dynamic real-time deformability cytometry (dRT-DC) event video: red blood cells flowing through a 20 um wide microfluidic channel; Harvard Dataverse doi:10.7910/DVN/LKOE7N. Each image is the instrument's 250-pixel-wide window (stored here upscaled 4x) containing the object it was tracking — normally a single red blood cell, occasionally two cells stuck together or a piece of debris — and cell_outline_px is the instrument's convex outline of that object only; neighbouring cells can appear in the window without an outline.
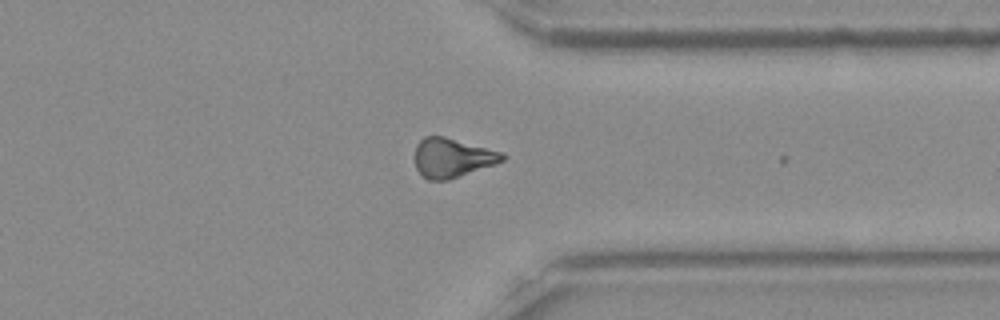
{"species": "Egyptian fruit bat (a non-hibernating species)", "species_latin": "Rousettus aegyptiacus", "temperature_condition": "room temperature", "stored_images_in_passage": 43, "camera_frame_rate_fps": 3000, "um_per_image_px": 0.085, "frame": {"image": 1, "passage_image": 43, "time_ms": 14.0, "image_size_px": [1000, 320], "cell_outline_px": [[508, 156], [504, 160], [496, 164], [448, 180], [428, 180], [416, 168], [416, 144], [424, 136], [444, 136], [504, 152]], "centroid_in_image_um": [38.49, 13.4], "position_along_channel_um": 372.9, "area_um2": 20.06}, "authors_computed_cell_mechanics": {"area_um2": 19.652, "velocity_mm_per_s": 3.8785, "shape_relaxation_time_tau1_ms": null, "shape_relaxation_time_tau2_ms": 2.3278, "deformation_change_tau1": null, "deformation_change_tau2": 0.0794}}